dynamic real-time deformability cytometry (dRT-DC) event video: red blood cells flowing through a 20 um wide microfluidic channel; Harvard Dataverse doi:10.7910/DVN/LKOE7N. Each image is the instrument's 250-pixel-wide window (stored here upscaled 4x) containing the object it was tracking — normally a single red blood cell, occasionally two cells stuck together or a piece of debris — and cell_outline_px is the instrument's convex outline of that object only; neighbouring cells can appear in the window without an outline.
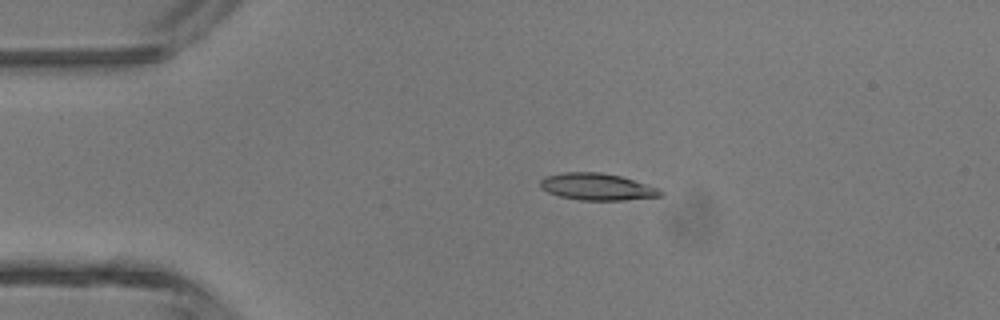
{"species": "common noctule bat (a hibernating species)", "species_latin": "Nyctalus noctula", "temperature_condition": "room temperature", "stored_images_in_passage": 4, "camera_frame_rate_fps": 3000, "um_per_image_px": 0.085, "animal": {"sex": "male", "body_mass_g": 13.3}, "frame": {"image": 1, "passage_image": 3, "time_ms": 2.333, "image_size_px": [1000, 320], "cell_outline_px": [[664, 196], [624, 200], [580, 200], [560, 196], [548, 192], [540, 188], [540, 180], [544, 176], [564, 172], [600, 172], [620, 176], [660, 188], [664, 192]], "centroid_in_image_um": [50.77, 15.87], "position_along_channel_um": 34.2, "area_um2": 18.96}}